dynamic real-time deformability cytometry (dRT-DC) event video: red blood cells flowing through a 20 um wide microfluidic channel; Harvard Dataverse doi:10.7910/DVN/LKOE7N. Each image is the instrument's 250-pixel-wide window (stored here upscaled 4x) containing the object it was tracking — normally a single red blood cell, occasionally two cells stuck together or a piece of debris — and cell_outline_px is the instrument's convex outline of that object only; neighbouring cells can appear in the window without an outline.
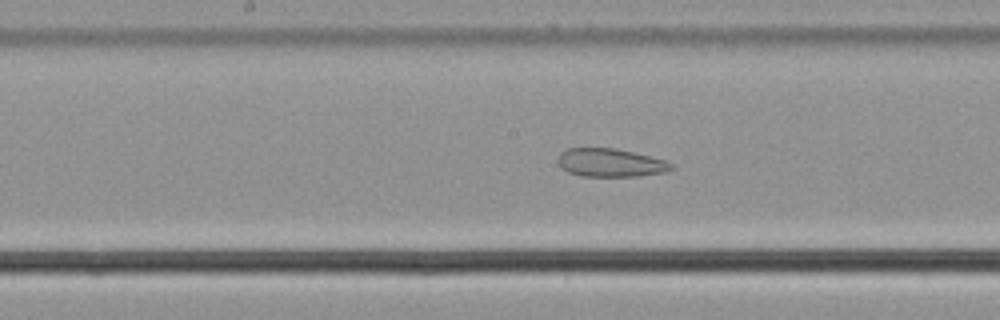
{"species": "common noctule bat (a hibernating species)", "species_latin": "Nyctalus noctula", "temperature_condition": "cold", "stored_images_in_passage": 57, "camera_frame_rate_fps": 3000, "um_per_image_px": 0.085, "animal": {"sex": "male", "body_mass_g": 21.5, "forearm_length_mm": 52.0}, "frame": {"image": 1, "passage_image": 29, "time_ms": 9.333, "image_size_px": [1000, 320], "cell_outline_px": [[676, 168], [668, 172], [640, 176], [580, 176], [568, 172], [560, 168], [560, 152], [568, 148], [616, 148], [664, 160], [672, 164]], "centroid_in_image_um": [51.92, 13.84], "position_along_channel_um": 196.3, "area_um2": 18.67}}
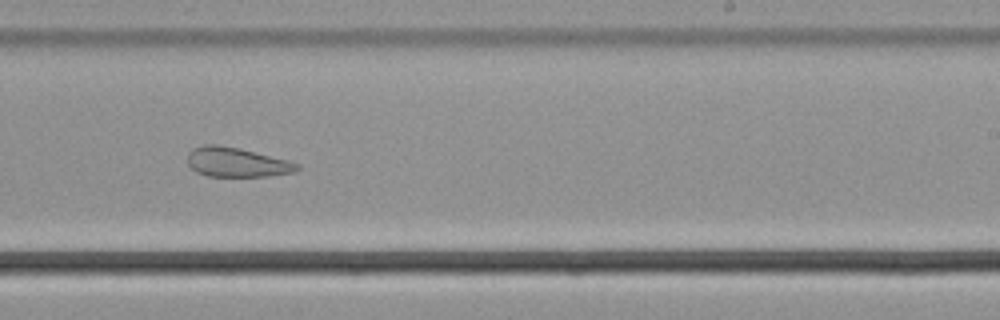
{"frame": {"image": 2, "passage_image": 35, "time_ms": 11.333, "image_size_px": [1000, 320], "cell_outline_px": [[300, 168], [296, 172], [268, 176], [208, 176], [196, 172], [188, 164], [188, 152], [192, 148], [204, 144], [216, 144], [240, 148], [288, 160], [300, 164]], "centroid_in_image_um": [20.12, 13.78], "position_along_channel_um": 268.9, "area_um2": 18.96}}
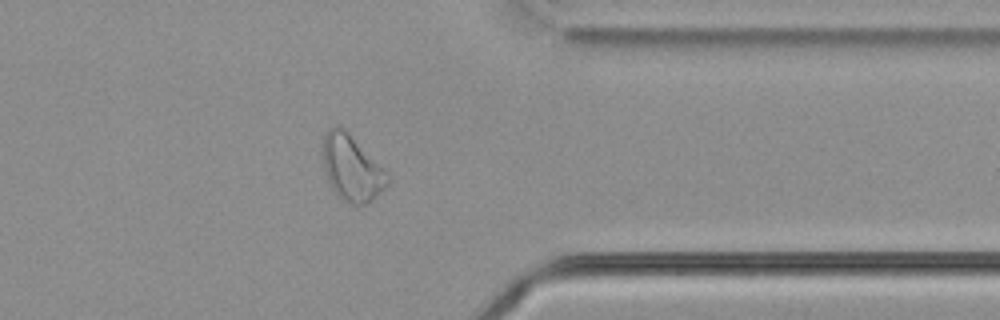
{"frame": {"image": 3, "passage_image": 45, "time_ms": 14.667, "image_size_px": [1000, 320], "cell_outline_px": [[392, 180], [368, 204], [352, 204], [340, 200], [332, 188], [328, 180], [324, 168], [320, 152], [320, 148], [324, 136], [328, 128], [332, 124], [340, 124], [392, 176]], "centroid_in_image_um": [29.87, 14.25], "position_along_channel_um": 381.5, "area_um2": 25.49}, "authors_computed_cell_mechanics": {"area_um2": 26.01, "velocity_mm_per_s": 3.6353, "shape_relaxation_time_tau1_ms": null, "shape_relaxation_time_tau2_ms": 4.5387, "deformation_change_tau1": null, "deformation_change_tau2": 0.1411}}